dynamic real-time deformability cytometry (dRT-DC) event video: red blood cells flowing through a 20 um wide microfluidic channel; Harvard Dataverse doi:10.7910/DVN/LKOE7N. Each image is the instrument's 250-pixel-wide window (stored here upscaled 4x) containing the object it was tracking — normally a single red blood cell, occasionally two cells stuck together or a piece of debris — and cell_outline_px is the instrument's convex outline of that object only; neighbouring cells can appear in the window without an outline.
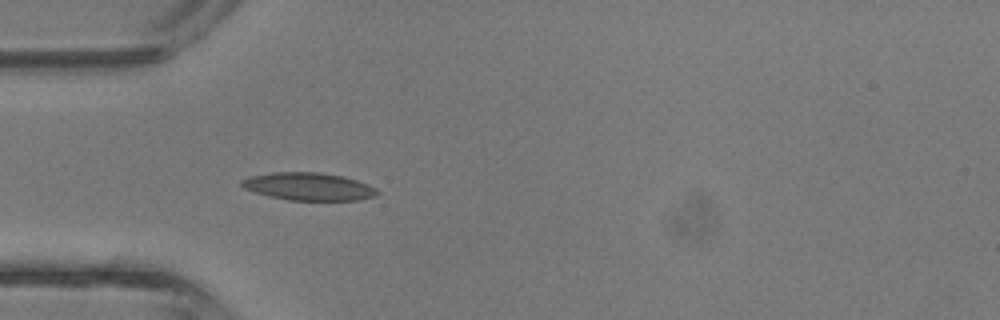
{"species": "common noctule bat (a hibernating species)", "species_latin": "Nyctalus noctula", "temperature_condition": "room temperature", "stored_images_in_passage": 2, "camera_frame_rate_fps": 3000, "um_per_image_px": 0.085, "animal": {"sex": "male", "body_mass_g": 13.3}, "frame": {"image": 1, "passage_image": 2, "time_ms": 0.333, "image_size_px": [1000, 320], "cell_outline_px": [[380, 192], [376, 196], [360, 200], [288, 200], [268, 196], [244, 188], [240, 184], [240, 180], [252, 176], [272, 172], [320, 172], [344, 176], [368, 184], [376, 188]], "centroid_in_image_um": [26.26, 15.85], "position_along_channel_um": 58.7, "area_um2": 21.96}}